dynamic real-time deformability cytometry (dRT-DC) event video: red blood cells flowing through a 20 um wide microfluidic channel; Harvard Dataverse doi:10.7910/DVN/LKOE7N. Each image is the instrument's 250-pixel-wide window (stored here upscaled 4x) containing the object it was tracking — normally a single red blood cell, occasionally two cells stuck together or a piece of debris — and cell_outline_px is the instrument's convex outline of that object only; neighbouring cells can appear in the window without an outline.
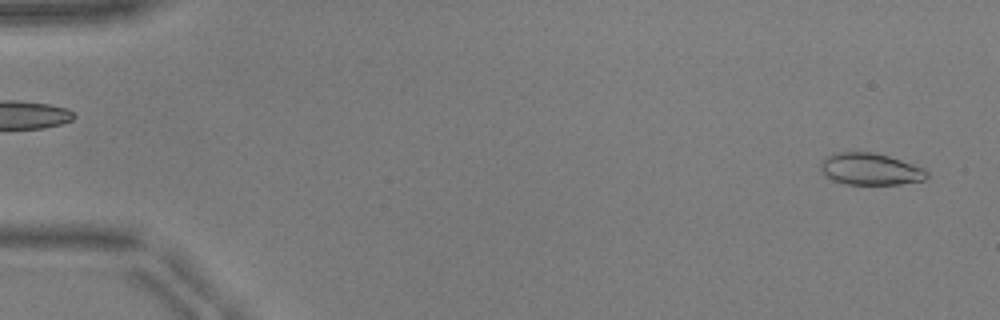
{"species": "common noctule bat (a hibernating species)", "species_latin": "Nyctalus noctula", "temperature_condition": "warm", "stored_images_in_passage": 49, "camera_frame_rate_fps": 3000, "um_per_image_px": 0.085, "animal": {"sex": "male", "body_mass_g": 17.9, "forearm_length_mm": 54.2}, "frame": {"image": 1, "passage_image": 2, "time_ms": 0.333, "image_size_px": [1000, 320], "cell_outline_px": [[928, 176], [924, 180], [900, 184], [848, 184], [832, 180], [824, 176], [820, 168], [820, 164], [832, 152], [872, 152], [888, 156], [924, 168], [928, 172]], "centroid_in_image_um": [73.96, 14.37], "position_along_channel_um": 11.0, "area_um2": 19.65}}
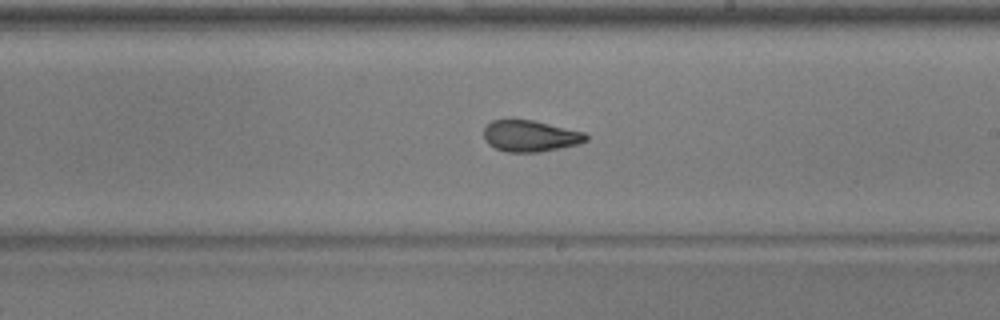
{"frame": {"image": 2, "passage_image": 30, "time_ms": 9.667, "image_size_px": [1000, 320], "cell_outline_px": [[588, 140], [580, 144], [540, 152], [508, 152], [496, 148], [488, 144], [484, 140], [484, 128], [492, 120], [532, 120], [584, 132], [588, 136]], "centroid_in_image_um": [45.08, 11.57], "position_along_channel_um": 243.9, "area_um2": 18.61}}
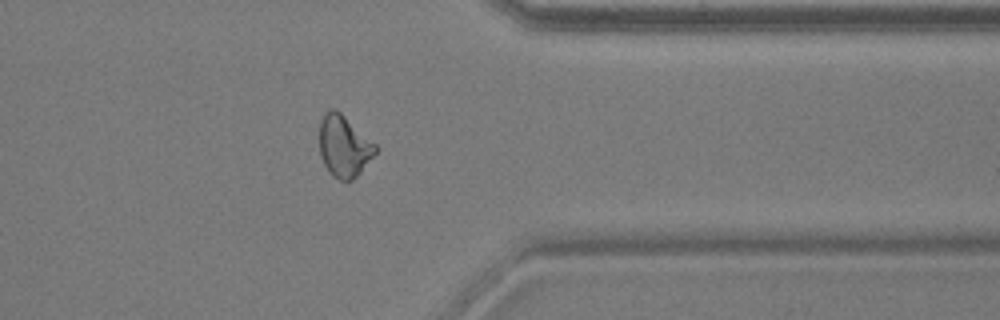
{"frame": {"image": 3, "passage_image": 41, "time_ms": 13.333, "image_size_px": [1000, 320], "cell_outline_px": [[376, 152], [360, 172], [352, 180], [340, 180], [332, 176], [324, 164], [320, 156], [320, 120], [324, 112], [332, 108], [336, 108], [376, 144]], "centroid_in_image_um": [29.21, 12.4], "position_along_channel_um": 382.2, "area_um2": 20.0}}